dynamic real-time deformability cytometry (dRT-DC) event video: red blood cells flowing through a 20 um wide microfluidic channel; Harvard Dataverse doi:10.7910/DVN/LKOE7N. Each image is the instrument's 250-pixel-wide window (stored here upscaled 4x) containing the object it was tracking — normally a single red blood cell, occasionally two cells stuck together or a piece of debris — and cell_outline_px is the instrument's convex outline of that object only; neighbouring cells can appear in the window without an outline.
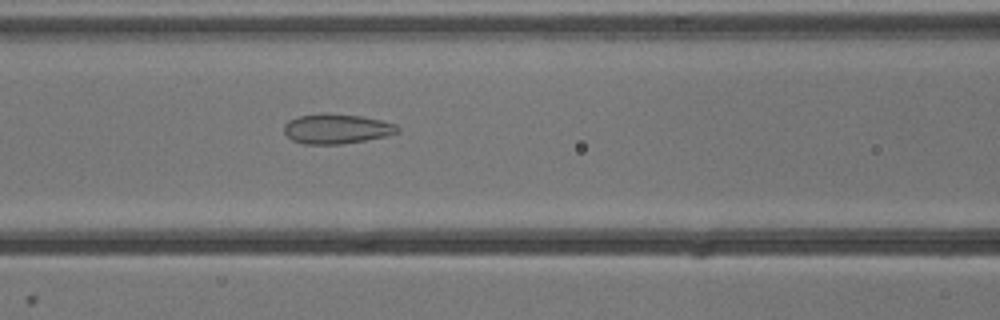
{"species": "common noctule bat (a hibernating species)", "species_latin": "Nyctalus noctula", "temperature_condition": "cold", "stored_images_in_passage": 49, "camera_frame_rate_fps": 3000, "um_per_image_px": 0.085, "animal": {"sex": "male", "body_mass_g": 13.3}, "frame": {"image": 1, "passage_image": 18, "time_ms": 5.667, "image_size_px": [1000, 320], "cell_outline_px": [[400, 132], [384, 136], [364, 140], [340, 144], [304, 144], [292, 140], [284, 132], [284, 124], [288, 120], [296, 116], [320, 112], [360, 116], [380, 120], [396, 124], [400, 128]], "centroid_in_image_um": [28.57, 10.93], "position_along_channel_um": 138.0, "area_um2": 19.83}}
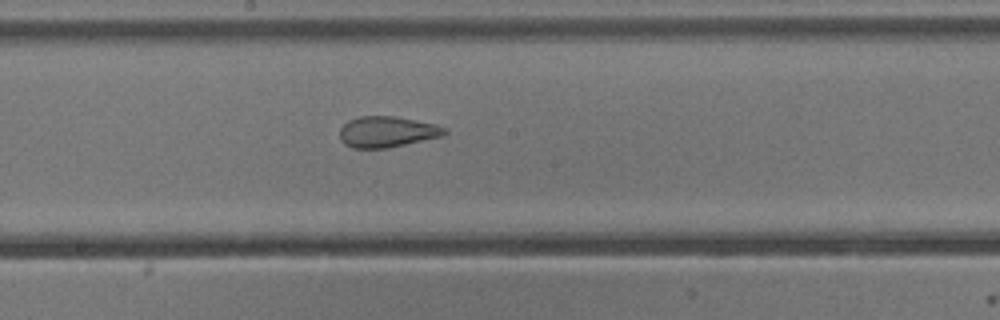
{"frame": {"image": 2, "passage_image": 24, "time_ms": 7.667, "image_size_px": [1000, 320], "cell_outline_px": [[448, 132], [444, 136], [388, 148], [352, 148], [344, 144], [340, 140], [340, 128], [348, 120], [360, 116], [392, 116], [416, 120], [436, 124], [444, 128]], "centroid_in_image_um": [32.89, 11.21], "position_along_channel_um": 215.3, "area_um2": 19.02}}
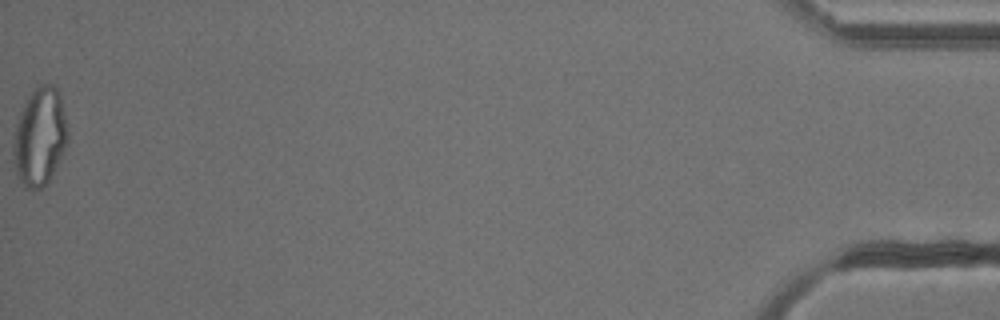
{"frame": {"image": 3, "passage_image": 49, "time_ms": 16.0, "image_size_px": [1000, 320], "cell_outline_px": [[68, 140], [48, 180], [40, 188], [32, 192], [24, 188], [16, 176], [12, 156], [12, 148], [16, 124], [24, 100], [40, 84], [52, 84], [60, 92], [68, 132]], "centroid_in_image_um": [3.34, 11.63], "position_along_channel_um": 431.9, "area_um2": 31.15}, "authors_computed_cell_mechanics": {"area_um2": 24.1604, "velocity_mm_per_s": 3.8694, "shape_relaxation_time_tau1_ms": null, "shape_relaxation_time_tau2_ms": 1.7215, "deformation_change_tau1": null, "deformation_change_tau2": 0.0978}}